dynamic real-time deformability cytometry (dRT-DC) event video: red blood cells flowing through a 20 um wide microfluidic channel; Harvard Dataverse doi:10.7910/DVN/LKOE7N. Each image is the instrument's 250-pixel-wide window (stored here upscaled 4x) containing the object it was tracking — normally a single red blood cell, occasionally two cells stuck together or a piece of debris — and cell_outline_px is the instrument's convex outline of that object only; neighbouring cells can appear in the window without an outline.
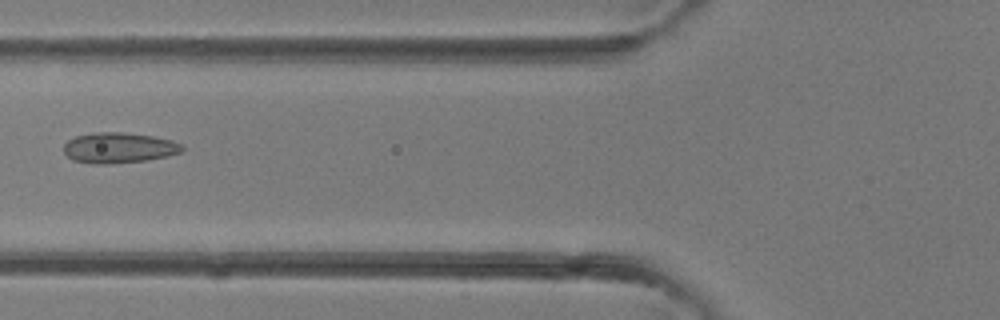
{"species": "common noctule bat (a hibernating species)", "species_latin": "Nyctalus noctula", "temperature_condition": "room temperature", "stored_images_in_passage": 33, "camera_frame_rate_fps": 3000, "um_per_image_px": 0.085, "animal": {"sex": "female"}, "frame": {"image": 1, "passage_image": 9, "time_ms": 2.667, "image_size_px": [1000, 320], "cell_outline_px": [[184, 148], [180, 152], [168, 156], [148, 160], [108, 164], [96, 164], [72, 160], [64, 152], [64, 144], [68, 140], [76, 136], [92, 132], [124, 132], [152, 136], [172, 140], [180, 144]], "centroid_in_image_um": [10.09, 12.56], "position_along_channel_um": 115.7, "area_um2": 21.1}}
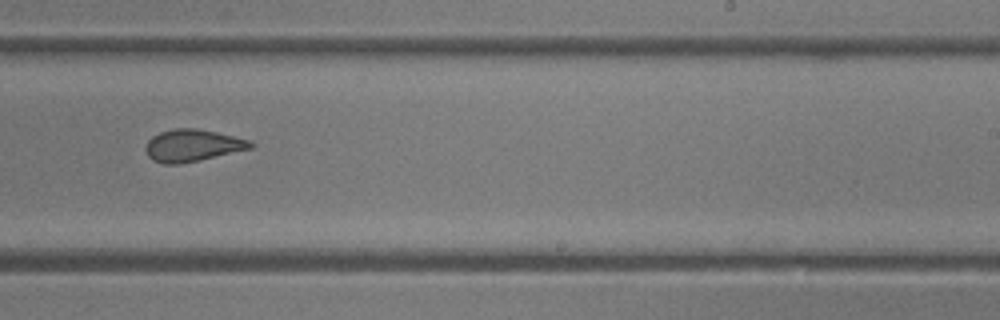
{"frame": {"image": 2, "passage_image": 18, "time_ms": 5.667, "image_size_px": [1000, 320], "cell_outline_px": [[256, 144], [252, 148], [200, 160], [180, 164], [164, 164], [152, 160], [148, 156], [144, 148], [148, 140], [152, 136], [160, 132], [176, 128], [196, 128], [216, 132], [248, 140]], "centroid_in_image_um": [16.33, 12.37], "position_along_channel_um": 272.7, "area_um2": 19.59}}
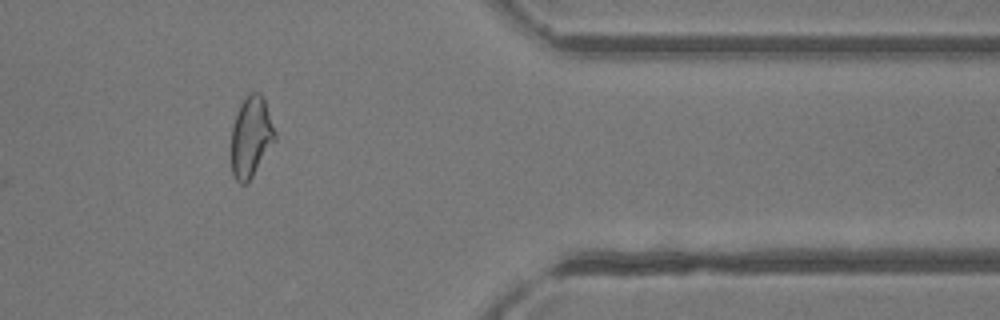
{"frame": {"image": 3, "passage_image": 26, "time_ms": 8.333, "image_size_px": [1000, 320], "cell_outline_px": [[276, 140], [252, 176], [244, 184], [240, 184], [236, 180], [232, 172], [232, 128], [236, 112], [244, 96], [248, 92], [260, 92], [264, 100], [276, 132]], "centroid_in_image_um": [21.34, 11.59], "position_along_channel_um": 390.1, "area_um2": 20.46}}